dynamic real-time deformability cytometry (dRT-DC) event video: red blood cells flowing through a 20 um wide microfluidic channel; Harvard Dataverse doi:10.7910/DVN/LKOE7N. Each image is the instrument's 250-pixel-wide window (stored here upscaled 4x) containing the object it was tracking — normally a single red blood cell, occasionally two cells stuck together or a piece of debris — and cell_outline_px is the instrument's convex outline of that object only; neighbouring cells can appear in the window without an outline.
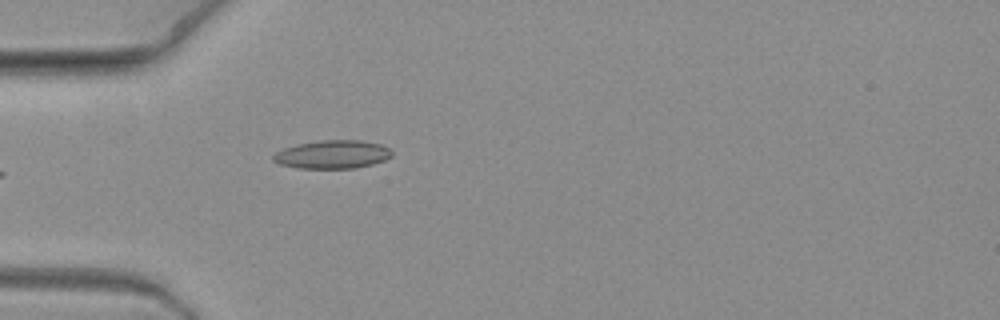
{"species": "common noctule bat (a hibernating species)", "species_latin": "Nyctalus noctula", "temperature_condition": "warm", "stored_images_in_passage": 4, "camera_frame_rate_fps": 3000, "um_per_image_px": 0.085, "animal": {"sex": "female", "body_mass_g": 19.3, "forearm_length_mm": 54.1}, "frame": {"image": 1, "passage_image": 4, "time_ms": 1.0, "image_size_px": [1000, 320], "cell_outline_px": [[392, 156], [384, 160], [372, 164], [356, 168], [300, 168], [280, 164], [272, 160], [272, 156], [276, 152], [284, 148], [296, 144], [324, 140], [360, 140], [380, 144], [388, 148], [392, 152]], "centroid_in_image_um": [28.25, 13.12], "position_along_channel_um": 56.7, "area_um2": 19.48}}